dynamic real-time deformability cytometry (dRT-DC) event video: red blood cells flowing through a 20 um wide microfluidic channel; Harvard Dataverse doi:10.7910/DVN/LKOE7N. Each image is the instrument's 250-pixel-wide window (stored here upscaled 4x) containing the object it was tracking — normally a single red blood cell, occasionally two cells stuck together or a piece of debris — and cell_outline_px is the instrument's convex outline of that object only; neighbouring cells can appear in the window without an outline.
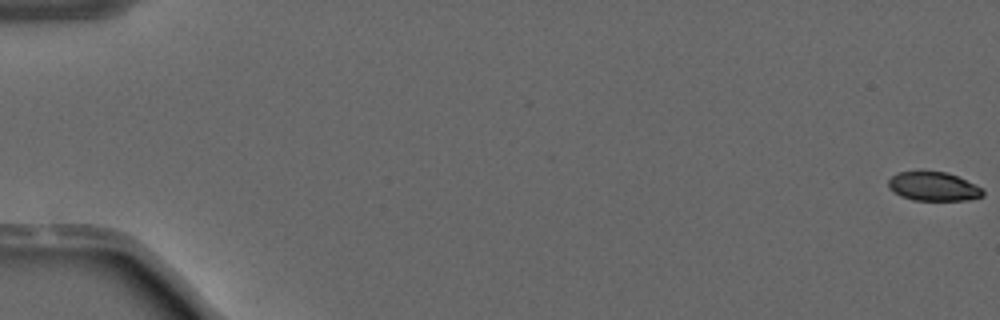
{"species": "common noctule bat (a hibernating species)", "species_latin": "Nyctalus noctula", "temperature_condition": "warm", "stored_images_in_passage": 18, "camera_frame_rate_fps": 3000, "um_per_image_px": 0.085, "animal": {"sex": "male", "forearm_length_mm": 52.5}, "frame": {"image": 1, "passage_image": 1, "time_ms": 0.0, "image_size_px": [1000, 320], "cell_outline_px": [[984, 196], [968, 200], [912, 200], [900, 196], [888, 188], [888, 180], [896, 172], [944, 172], [956, 176], [984, 188]], "centroid_in_image_um": [79.34, 15.86], "position_along_channel_um": 5.7, "area_um2": 15.9}}
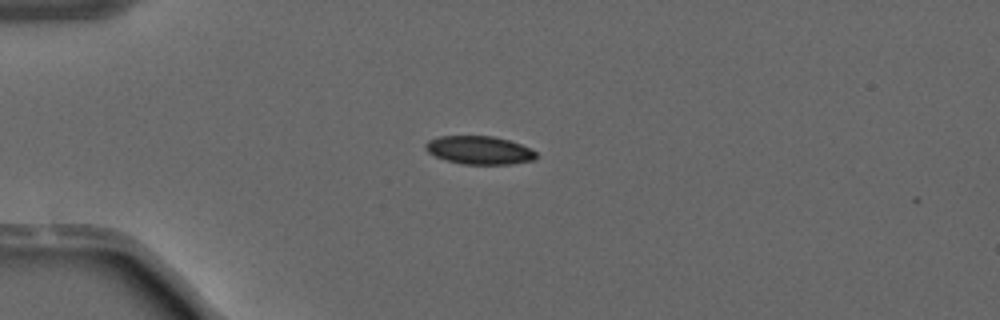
{"frame": {"image": 2, "passage_image": 15, "time_ms": 4.667, "image_size_px": [1000, 320], "cell_outline_px": [[536, 160], [512, 164], [460, 164], [436, 156], [428, 152], [424, 148], [424, 144], [428, 140], [440, 136], [492, 136], [508, 140], [520, 144], [536, 152]], "centroid_in_image_um": [40.73, 12.77], "position_along_channel_um": 44.3, "area_um2": 18.15}}